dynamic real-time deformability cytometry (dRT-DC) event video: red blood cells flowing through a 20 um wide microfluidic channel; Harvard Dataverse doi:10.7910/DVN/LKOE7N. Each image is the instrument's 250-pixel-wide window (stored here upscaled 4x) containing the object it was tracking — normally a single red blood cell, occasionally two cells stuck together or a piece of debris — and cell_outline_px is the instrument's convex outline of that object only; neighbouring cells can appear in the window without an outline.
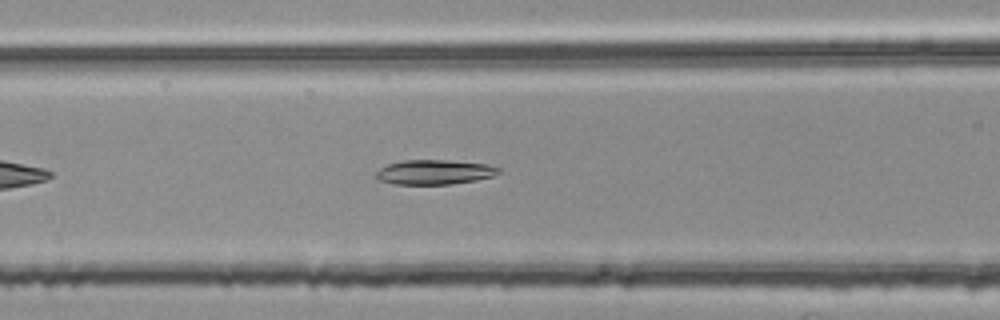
{"species": "common noctule bat (a hibernating species)", "species_latin": "Nyctalus noctula", "temperature_condition": "room temperature", "stored_images_in_passage": 32, "camera_frame_rate_fps": 3000, "um_per_image_px": 0.085, "animal": {"sex": "female", "body_mass_g": 25.1}, "frame": {"image": 1, "passage_image": 10, "time_ms": 3.0, "image_size_px": [1000, 320], "cell_outline_px": [[500, 172], [492, 176], [476, 180], [452, 184], [396, 184], [380, 180], [376, 176], [376, 172], [380, 168], [388, 164], [404, 160], [448, 160], [488, 164], [500, 168]], "centroid_in_image_um": [36.95, 14.62], "position_along_channel_um": 129.7, "area_um2": 17.51}}
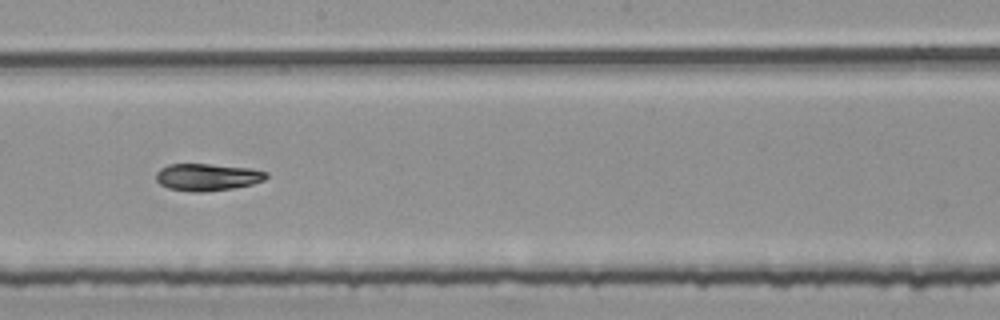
{"frame": {"image": 2, "passage_image": 18, "time_ms": 5.667, "image_size_px": [1000, 320], "cell_outline_px": [[268, 176], [264, 180], [252, 184], [232, 188], [204, 192], [192, 192], [168, 188], [160, 184], [156, 180], [156, 172], [160, 168], [168, 164], [208, 164], [252, 168], [268, 172]], "centroid_in_image_um": [17.62, 15.05], "position_along_channel_um": 230.6, "area_um2": 17.51}}
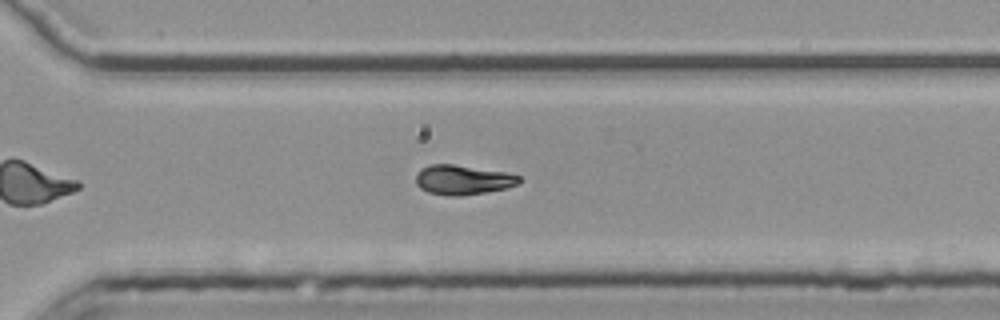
{"frame": {"image": 3, "passage_image": 26, "time_ms": 8.333, "image_size_px": [1000, 320], "cell_outline_px": [[524, 180], [520, 184], [508, 188], [460, 196], [444, 196], [428, 192], [420, 188], [416, 184], [416, 172], [420, 168], [432, 164], [452, 164], [508, 172], [520, 176]], "centroid_in_image_um": [39.37, 15.29], "position_along_channel_um": 331.2, "area_um2": 18.21}, "authors_computed_cell_mechanics": {"area_um2": 17.8602, "velocity_mm_per_s": 3.7878, "shape_relaxation_time_tau1_ms": 4.8999, "shape_relaxation_time_tau2_ms": 8.1912, "deformation_change_tau1": 0.1759, "deformation_change_tau2": 0.1425}}